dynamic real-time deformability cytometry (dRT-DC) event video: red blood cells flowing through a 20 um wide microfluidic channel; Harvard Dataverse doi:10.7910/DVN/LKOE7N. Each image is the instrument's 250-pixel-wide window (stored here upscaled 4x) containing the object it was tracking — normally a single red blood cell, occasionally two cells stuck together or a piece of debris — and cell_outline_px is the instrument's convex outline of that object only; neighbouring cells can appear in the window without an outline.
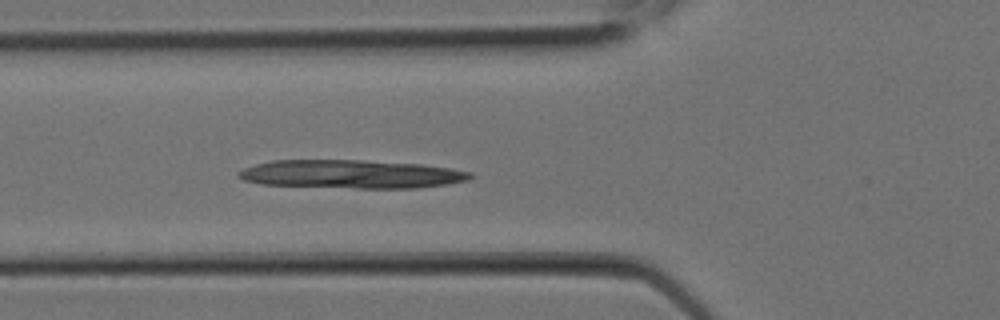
{"species": "Egyptian fruit bat (a non-hibernating species)", "species_latin": "Rousettus aegyptiacus", "temperature_condition": "room temperature", "stored_images_in_passage": 6, "camera_frame_rate_fps": 3000, "um_per_image_px": 0.085, "animal": {"sex": "female"}, "frame": {"image": 1, "passage_image": 6, "time_ms": 1.667, "image_size_px": [1000, 320], "cell_outline_px": [[472, 176], [468, 180], [448, 184], [416, 188], [356, 188], [264, 184], [244, 180], [236, 176], [236, 172], [244, 168], [256, 164], [272, 160], [360, 160], [420, 164], [452, 168], [472, 172]], "centroid_in_image_um": [29.86, 14.8], "position_along_channel_um": 95.9, "area_um2": 38.32}}